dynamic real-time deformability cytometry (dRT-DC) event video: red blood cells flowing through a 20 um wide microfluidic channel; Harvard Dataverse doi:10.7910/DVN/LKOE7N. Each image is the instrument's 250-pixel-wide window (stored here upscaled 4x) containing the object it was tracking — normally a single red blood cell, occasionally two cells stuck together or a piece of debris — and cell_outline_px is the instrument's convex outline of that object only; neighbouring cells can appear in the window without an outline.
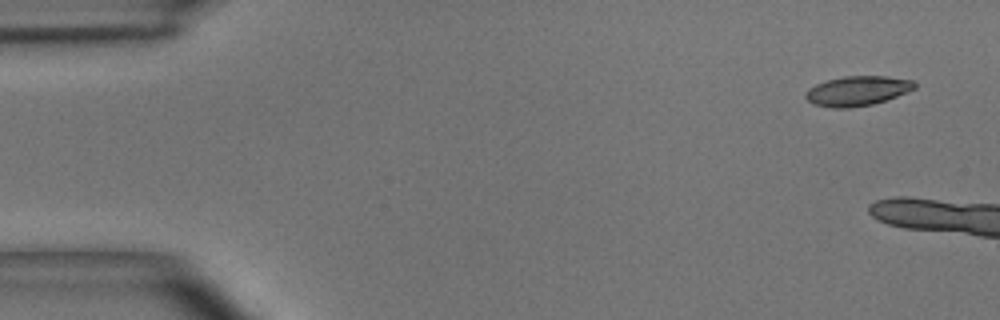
{"species": "common noctule bat (a hibernating species)", "species_latin": "Nyctalus noctula", "temperature_condition": "room temperature", "stored_images_in_passage": 6, "camera_frame_rate_fps": 3000, "um_per_image_px": 0.085, "animal": {"sex": "male", "body_mass_g": 15.6}, "frame": {"image": 1, "passage_image": 1, "time_ms": 0.0, "image_size_px": [1000, 320], "cell_outline_px": [[916, 88], [896, 96], [872, 104], [848, 108], [832, 108], [812, 104], [804, 96], [804, 92], [808, 88], [816, 84], [828, 80], [844, 76], [888, 76], [912, 80], [916, 84]], "centroid_in_image_um": [72.84, 7.72], "position_along_channel_um": 12.2, "area_um2": 18.84}}